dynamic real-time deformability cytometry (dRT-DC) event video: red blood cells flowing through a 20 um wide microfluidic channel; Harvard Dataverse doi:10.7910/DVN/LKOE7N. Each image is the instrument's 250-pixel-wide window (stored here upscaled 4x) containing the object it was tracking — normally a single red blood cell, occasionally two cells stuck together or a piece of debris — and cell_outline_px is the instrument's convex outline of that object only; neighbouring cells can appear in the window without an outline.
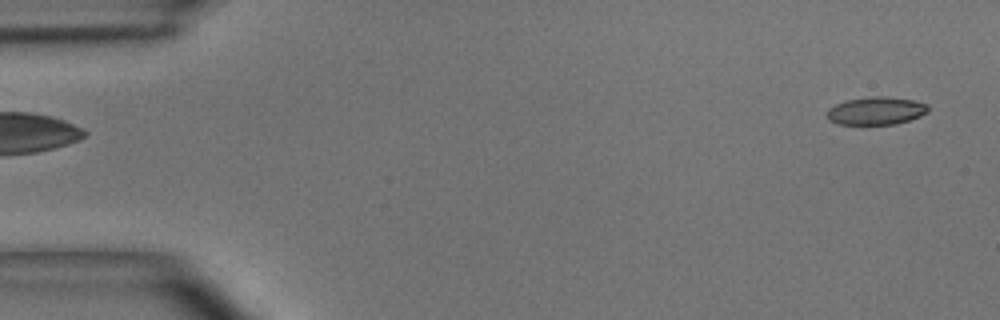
{"species": "common noctule bat (a hibernating species)", "species_latin": "Nyctalus noctula", "temperature_condition": "room temperature", "stored_images_in_passage": 2, "camera_frame_rate_fps": 3000, "um_per_image_px": 0.085, "animal": {"sex": "male", "body_mass_g": 15.6}, "frame": {"image": 1, "passage_image": 2, "time_ms": 0.333, "image_size_px": [1000, 320], "cell_outline_px": [[928, 112], [920, 116], [896, 124], [836, 124], [828, 120], [824, 112], [828, 108], [836, 104], [848, 100], [872, 96], [884, 96], [912, 100], [928, 104]], "centroid_in_image_um": [74.42, 9.42], "position_along_channel_um": 10.6, "area_um2": 16.47}}